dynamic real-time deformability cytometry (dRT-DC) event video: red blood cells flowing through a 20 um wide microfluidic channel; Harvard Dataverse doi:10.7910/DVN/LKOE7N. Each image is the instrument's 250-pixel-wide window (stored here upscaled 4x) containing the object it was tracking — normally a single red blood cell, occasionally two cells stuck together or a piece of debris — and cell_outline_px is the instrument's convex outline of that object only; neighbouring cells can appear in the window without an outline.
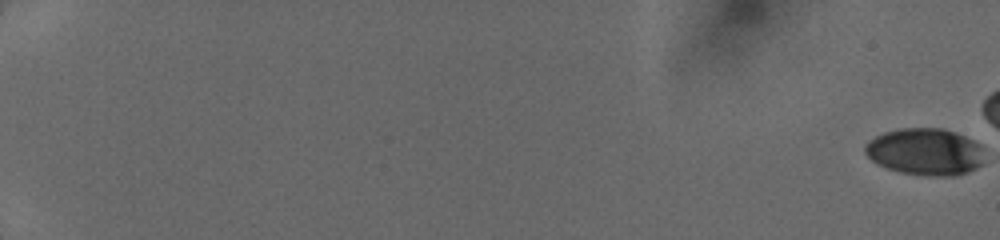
{"species": "human", "species_latin": "Homo sapiens", "temperature_condition": "cold", "stored_images_in_passage": 22, "camera_frame_rate_fps": 3000, "um_per_image_px": 0.085, "donor": {"sex": "female"}, "frame": {"image": 1, "passage_image": 1, "time_ms": 0.0, "image_size_px": [1000, 240], "cell_outline_px": [[984, 164], [968, 172], [956, 176], [924, 176], [900, 172], [884, 168], [876, 164], [864, 152], [864, 148], [868, 140], [884, 132], [900, 128], [944, 128], [964, 136], [980, 144], [984, 148]], "centroid_in_image_um": [78.66, 12.91], "position_along_channel_um": 6.3, "area_um2": 33.23}}